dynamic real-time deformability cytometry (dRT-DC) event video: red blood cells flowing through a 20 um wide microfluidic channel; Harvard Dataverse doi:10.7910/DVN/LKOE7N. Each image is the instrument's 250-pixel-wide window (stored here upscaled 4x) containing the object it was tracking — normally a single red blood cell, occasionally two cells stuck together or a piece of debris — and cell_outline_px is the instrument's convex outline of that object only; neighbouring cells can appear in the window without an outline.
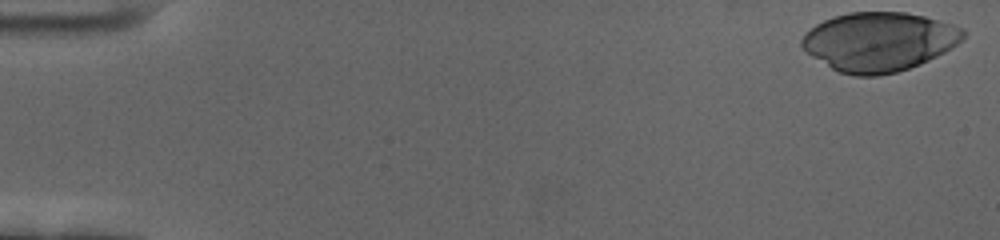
{"species": "human", "species_latin": "Homo sapiens", "temperature_condition": "cold", "stored_images_in_passage": 58, "camera_frame_rate_fps": 3000, "um_per_image_px": 0.085, "donor": {"sex": "female"}, "frame": {"image": 1, "passage_image": 1, "time_ms": 0.0, "image_size_px": [1000, 240], "cell_outline_px": [[964, 36], [952, 48], [920, 64], [896, 72], [876, 76], [856, 76], [840, 72], [832, 68], [812, 56], [800, 44], [800, 40], [816, 24], [832, 16], [848, 12], [904, 12], [924, 16], [952, 24], [964, 28]], "centroid_in_image_um": [74.72, 3.53], "position_along_channel_um": 10.3, "area_um2": 55.14}}